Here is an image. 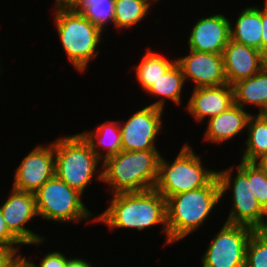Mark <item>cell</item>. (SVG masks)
Returning <instances> with one entry per match:
<instances>
[{
	"label": "cell",
	"mask_w": 267,
	"mask_h": 267,
	"mask_svg": "<svg viewBox=\"0 0 267 267\" xmlns=\"http://www.w3.org/2000/svg\"><path fill=\"white\" fill-rule=\"evenodd\" d=\"M109 205L96 216V223L104 224L110 232L116 229L145 231L162 226L163 245H168L166 199L155 189L111 195Z\"/></svg>",
	"instance_id": "6da1fadb"
},
{
	"label": "cell",
	"mask_w": 267,
	"mask_h": 267,
	"mask_svg": "<svg viewBox=\"0 0 267 267\" xmlns=\"http://www.w3.org/2000/svg\"><path fill=\"white\" fill-rule=\"evenodd\" d=\"M221 202L217 176L204 187L170 196L166 200L168 244L193 235L216 211Z\"/></svg>",
	"instance_id": "7a4b0ae2"
},
{
	"label": "cell",
	"mask_w": 267,
	"mask_h": 267,
	"mask_svg": "<svg viewBox=\"0 0 267 267\" xmlns=\"http://www.w3.org/2000/svg\"><path fill=\"white\" fill-rule=\"evenodd\" d=\"M159 151L122 150L104 160L102 183L111 191L109 195L154 189L162 154Z\"/></svg>",
	"instance_id": "3957f363"
},
{
	"label": "cell",
	"mask_w": 267,
	"mask_h": 267,
	"mask_svg": "<svg viewBox=\"0 0 267 267\" xmlns=\"http://www.w3.org/2000/svg\"><path fill=\"white\" fill-rule=\"evenodd\" d=\"M54 154L55 175L82 195L93 181L102 182L103 162L81 133L55 138Z\"/></svg>",
	"instance_id": "277c9868"
},
{
	"label": "cell",
	"mask_w": 267,
	"mask_h": 267,
	"mask_svg": "<svg viewBox=\"0 0 267 267\" xmlns=\"http://www.w3.org/2000/svg\"><path fill=\"white\" fill-rule=\"evenodd\" d=\"M52 13L67 60L77 72L84 73L90 62L97 60L104 33L75 9H58Z\"/></svg>",
	"instance_id": "5b68a950"
},
{
	"label": "cell",
	"mask_w": 267,
	"mask_h": 267,
	"mask_svg": "<svg viewBox=\"0 0 267 267\" xmlns=\"http://www.w3.org/2000/svg\"><path fill=\"white\" fill-rule=\"evenodd\" d=\"M174 158L168 161L161 155L154 186L166 200L170 196L207 186L217 176V169L206 168L201 155L188 142L182 145Z\"/></svg>",
	"instance_id": "8992f818"
},
{
	"label": "cell",
	"mask_w": 267,
	"mask_h": 267,
	"mask_svg": "<svg viewBox=\"0 0 267 267\" xmlns=\"http://www.w3.org/2000/svg\"><path fill=\"white\" fill-rule=\"evenodd\" d=\"M34 195L38 218L67 225L84 220H87V224L96 222L95 213L88 210L83 202L84 196L56 175L45 182Z\"/></svg>",
	"instance_id": "52a82bcc"
},
{
	"label": "cell",
	"mask_w": 267,
	"mask_h": 267,
	"mask_svg": "<svg viewBox=\"0 0 267 267\" xmlns=\"http://www.w3.org/2000/svg\"><path fill=\"white\" fill-rule=\"evenodd\" d=\"M235 166L217 170L221 201L225 199L228 191L232 200L231 209L229 215L225 218V222L245 225L256 230L262 223L264 210L253 195L252 179H248V176L237 165Z\"/></svg>",
	"instance_id": "ba28073f"
},
{
	"label": "cell",
	"mask_w": 267,
	"mask_h": 267,
	"mask_svg": "<svg viewBox=\"0 0 267 267\" xmlns=\"http://www.w3.org/2000/svg\"><path fill=\"white\" fill-rule=\"evenodd\" d=\"M254 229L223 222L213 235L205 253L201 256L202 267H245L246 247Z\"/></svg>",
	"instance_id": "9c48e42d"
},
{
	"label": "cell",
	"mask_w": 267,
	"mask_h": 267,
	"mask_svg": "<svg viewBox=\"0 0 267 267\" xmlns=\"http://www.w3.org/2000/svg\"><path fill=\"white\" fill-rule=\"evenodd\" d=\"M163 111V109L145 104V107L143 105L140 110L129 115L128 119L119 120L122 150H159L156 142L159 140V134H162L160 132H164L162 130L165 125L162 122Z\"/></svg>",
	"instance_id": "30bf717a"
},
{
	"label": "cell",
	"mask_w": 267,
	"mask_h": 267,
	"mask_svg": "<svg viewBox=\"0 0 267 267\" xmlns=\"http://www.w3.org/2000/svg\"><path fill=\"white\" fill-rule=\"evenodd\" d=\"M7 197L3 203L1 202L0 207L9 231L24 246L40 247L42 243H46V237L27 227L28 222L32 223L31 221L38 217L35 195L11 187Z\"/></svg>",
	"instance_id": "8fae6325"
},
{
	"label": "cell",
	"mask_w": 267,
	"mask_h": 267,
	"mask_svg": "<svg viewBox=\"0 0 267 267\" xmlns=\"http://www.w3.org/2000/svg\"><path fill=\"white\" fill-rule=\"evenodd\" d=\"M14 171L12 188L34 194L55 175L54 141L37 144Z\"/></svg>",
	"instance_id": "7c38bea8"
},
{
	"label": "cell",
	"mask_w": 267,
	"mask_h": 267,
	"mask_svg": "<svg viewBox=\"0 0 267 267\" xmlns=\"http://www.w3.org/2000/svg\"><path fill=\"white\" fill-rule=\"evenodd\" d=\"M186 55L176 58L185 81L193 82V88L217 87L228 84L222 54L189 50Z\"/></svg>",
	"instance_id": "4fadbf2b"
},
{
	"label": "cell",
	"mask_w": 267,
	"mask_h": 267,
	"mask_svg": "<svg viewBox=\"0 0 267 267\" xmlns=\"http://www.w3.org/2000/svg\"><path fill=\"white\" fill-rule=\"evenodd\" d=\"M187 38L188 50L222 54L230 41V18L216 12L202 16L192 25Z\"/></svg>",
	"instance_id": "5bb4252c"
},
{
	"label": "cell",
	"mask_w": 267,
	"mask_h": 267,
	"mask_svg": "<svg viewBox=\"0 0 267 267\" xmlns=\"http://www.w3.org/2000/svg\"><path fill=\"white\" fill-rule=\"evenodd\" d=\"M192 91L184 110L197 123L216 117L234 104V90L229 84L193 88Z\"/></svg>",
	"instance_id": "9a60e30c"
},
{
	"label": "cell",
	"mask_w": 267,
	"mask_h": 267,
	"mask_svg": "<svg viewBox=\"0 0 267 267\" xmlns=\"http://www.w3.org/2000/svg\"><path fill=\"white\" fill-rule=\"evenodd\" d=\"M222 56L225 77L230 86L255 75L265 66V57L260 50L231 39Z\"/></svg>",
	"instance_id": "2e32d148"
},
{
	"label": "cell",
	"mask_w": 267,
	"mask_h": 267,
	"mask_svg": "<svg viewBox=\"0 0 267 267\" xmlns=\"http://www.w3.org/2000/svg\"><path fill=\"white\" fill-rule=\"evenodd\" d=\"M253 113L233 104L216 117L208 119L204 130V141L223 145L236 137H240L247 129L248 120ZM239 135V136H238Z\"/></svg>",
	"instance_id": "e0dca14e"
},
{
	"label": "cell",
	"mask_w": 267,
	"mask_h": 267,
	"mask_svg": "<svg viewBox=\"0 0 267 267\" xmlns=\"http://www.w3.org/2000/svg\"><path fill=\"white\" fill-rule=\"evenodd\" d=\"M237 16L233 22L230 19V39L262 52V7H244Z\"/></svg>",
	"instance_id": "ac0fdd59"
},
{
	"label": "cell",
	"mask_w": 267,
	"mask_h": 267,
	"mask_svg": "<svg viewBox=\"0 0 267 267\" xmlns=\"http://www.w3.org/2000/svg\"><path fill=\"white\" fill-rule=\"evenodd\" d=\"M89 142L97 157L104 162L122 151L119 120H106L92 130L80 132ZM105 152V153H104Z\"/></svg>",
	"instance_id": "d6986e66"
},
{
	"label": "cell",
	"mask_w": 267,
	"mask_h": 267,
	"mask_svg": "<svg viewBox=\"0 0 267 267\" xmlns=\"http://www.w3.org/2000/svg\"><path fill=\"white\" fill-rule=\"evenodd\" d=\"M186 81L181 67L175 62L147 91L146 93L156 99L149 104L165 110L166 101H172L176 105H181L182 93L185 90ZM184 88V89H183ZM158 98V99H157Z\"/></svg>",
	"instance_id": "ffe728a7"
},
{
	"label": "cell",
	"mask_w": 267,
	"mask_h": 267,
	"mask_svg": "<svg viewBox=\"0 0 267 267\" xmlns=\"http://www.w3.org/2000/svg\"><path fill=\"white\" fill-rule=\"evenodd\" d=\"M234 103L246 107L255 106L257 114L267 109V67H263L255 75L241 80L233 85Z\"/></svg>",
	"instance_id": "44dd1931"
},
{
	"label": "cell",
	"mask_w": 267,
	"mask_h": 267,
	"mask_svg": "<svg viewBox=\"0 0 267 267\" xmlns=\"http://www.w3.org/2000/svg\"><path fill=\"white\" fill-rule=\"evenodd\" d=\"M247 139L240 154V160L254 162L257 158L267 153V118L263 114H252L247 125Z\"/></svg>",
	"instance_id": "7402d4cb"
},
{
	"label": "cell",
	"mask_w": 267,
	"mask_h": 267,
	"mask_svg": "<svg viewBox=\"0 0 267 267\" xmlns=\"http://www.w3.org/2000/svg\"><path fill=\"white\" fill-rule=\"evenodd\" d=\"M174 59H168L164 55L147 48L142 60L134 66L137 83L146 92L174 63Z\"/></svg>",
	"instance_id": "603a6c76"
},
{
	"label": "cell",
	"mask_w": 267,
	"mask_h": 267,
	"mask_svg": "<svg viewBox=\"0 0 267 267\" xmlns=\"http://www.w3.org/2000/svg\"><path fill=\"white\" fill-rule=\"evenodd\" d=\"M149 5L141 0H115L114 7V26L116 30H130L144 19L151 15L152 10ZM151 10V11H149Z\"/></svg>",
	"instance_id": "cb8c5ba5"
},
{
	"label": "cell",
	"mask_w": 267,
	"mask_h": 267,
	"mask_svg": "<svg viewBox=\"0 0 267 267\" xmlns=\"http://www.w3.org/2000/svg\"><path fill=\"white\" fill-rule=\"evenodd\" d=\"M114 7L115 0H81L75 10L105 33L109 24L114 25Z\"/></svg>",
	"instance_id": "d4e9b609"
},
{
	"label": "cell",
	"mask_w": 267,
	"mask_h": 267,
	"mask_svg": "<svg viewBox=\"0 0 267 267\" xmlns=\"http://www.w3.org/2000/svg\"><path fill=\"white\" fill-rule=\"evenodd\" d=\"M237 166L252 179V192L261 208L267 209V174L255 163L239 160Z\"/></svg>",
	"instance_id": "484cf974"
},
{
	"label": "cell",
	"mask_w": 267,
	"mask_h": 267,
	"mask_svg": "<svg viewBox=\"0 0 267 267\" xmlns=\"http://www.w3.org/2000/svg\"><path fill=\"white\" fill-rule=\"evenodd\" d=\"M245 267H267V237L256 230L247 243Z\"/></svg>",
	"instance_id": "4316f807"
},
{
	"label": "cell",
	"mask_w": 267,
	"mask_h": 267,
	"mask_svg": "<svg viewBox=\"0 0 267 267\" xmlns=\"http://www.w3.org/2000/svg\"><path fill=\"white\" fill-rule=\"evenodd\" d=\"M44 255L41 257V260L38 264L39 266L35 261H30V259L24 255H21V261L26 267H65L67 260L70 258L69 256H66L64 252L61 253V251L57 250L50 252L48 251V253Z\"/></svg>",
	"instance_id": "83f0119b"
},
{
	"label": "cell",
	"mask_w": 267,
	"mask_h": 267,
	"mask_svg": "<svg viewBox=\"0 0 267 267\" xmlns=\"http://www.w3.org/2000/svg\"><path fill=\"white\" fill-rule=\"evenodd\" d=\"M0 245L14 249L20 252L23 244L9 231L0 207Z\"/></svg>",
	"instance_id": "f1b7e54d"
},
{
	"label": "cell",
	"mask_w": 267,
	"mask_h": 267,
	"mask_svg": "<svg viewBox=\"0 0 267 267\" xmlns=\"http://www.w3.org/2000/svg\"><path fill=\"white\" fill-rule=\"evenodd\" d=\"M22 252L0 245V267H15L21 261Z\"/></svg>",
	"instance_id": "f546056e"
},
{
	"label": "cell",
	"mask_w": 267,
	"mask_h": 267,
	"mask_svg": "<svg viewBox=\"0 0 267 267\" xmlns=\"http://www.w3.org/2000/svg\"><path fill=\"white\" fill-rule=\"evenodd\" d=\"M262 8V53L267 52V0H264Z\"/></svg>",
	"instance_id": "4dcf8cb0"
},
{
	"label": "cell",
	"mask_w": 267,
	"mask_h": 267,
	"mask_svg": "<svg viewBox=\"0 0 267 267\" xmlns=\"http://www.w3.org/2000/svg\"><path fill=\"white\" fill-rule=\"evenodd\" d=\"M65 267H95L94 263L88 261V259L80 258L78 256L75 257L71 255V257L67 260Z\"/></svg>",
	"instance_id": "1f68e13d"
},
{
	"label": "cell",
	"mask_w": 267,
	"mask_h": 267,
	"mask_svg": "<svg viewBox=\"0 0 267 267\" xmlns=\"http://www.w3.org/2000/svg\"><path fill=\"white\" fill-rule=\"evenodd\" d=\"M81 0H55V8L54 10L58 9H75Z\"/></svg>",
	"instance_id": "d6a6232c"
},
{
	"label": "cell",
	"mask_w": 267,
	"mask_h": 267,
	"mask_svg": "<svg viewBox=\"0 0 267 267\" xmlns=\"http://www.w3.org/2000/svg\"><path fill=\"white\" fill-rule=\"evenodd\" d=\"M253 163L267 174V153L257 158Z\"/></svg>",
	"instance_id": "836d02e7"
},
{
	"label": "cell",
	"mask_w": 267,
	"mask_h": 267,
	"mask_svg": "<svg viewBox=\"0 0 267 267\" xmlns=\"http://www.w3.org/2000/svg\"><path fill=\"white\" fill-rule=\"evenodd\" d=\"M260 234L267 237V209L264 211V217L261 225L256 229Z\"/></svg>",
	"instance_id": "e575fe53"
},
{
	"label": "cell",
	"mask_w": 267,
	"mask_h": 267,
	"mask_svg": "<svg viewBox=\"0 0 267 267\" xmlns=\"http://www.w3.org/2000/svg\"><path fill=\"white\" fill-rule=\"evenodd\" d=\"M141 1H143L144 3H146L147 5H149L150 7L153 6V3L160 2V0H141Z\"/></svg>",
	"instance_id": "d590c367"
},
{
	"label": "cell",
	"mask_w": 267,
	"mask_h": 267,
	"mask_svg": "<svg viewBox=\"0 0 267 267\" xmlns=\"http://www.w3.org/2000/svg\"><path fill=\"white\" fill-rule=\"evenodd\" d=\"M15 267H26V266L22 261H20Z\"/></svg>",
	"instance_id": "8d00e7d4"
},
{
	"label": "cell",
	"mask_w": 267,
	"mask_h": 267,
	"mask_svg": "<svg viewBox=\"0 0 267 267\" xmlns=\"http://www.w3.org/2000/svg\"><path fill=\"white\" fill-rule=\"evenodd\" d=\"M265 57V67H267V52L264 54Z\"/></svg>",
	"instance_id": "74e56055"
},
{
	"label": "cell",
	"mask_w": 267,
	"mask_h": 267,
	"mask_svg": "<svg viewBox=\"0 0 267 267\" xmlns=\"http://www.w3.org/2000/svg\"><path fill=\"white\" fill-rule=\"evenodd\" d=\"M262 114L267 118V109Z\"/></svg>",
	"instance_id": "f35d334b"
}]
</instances>
